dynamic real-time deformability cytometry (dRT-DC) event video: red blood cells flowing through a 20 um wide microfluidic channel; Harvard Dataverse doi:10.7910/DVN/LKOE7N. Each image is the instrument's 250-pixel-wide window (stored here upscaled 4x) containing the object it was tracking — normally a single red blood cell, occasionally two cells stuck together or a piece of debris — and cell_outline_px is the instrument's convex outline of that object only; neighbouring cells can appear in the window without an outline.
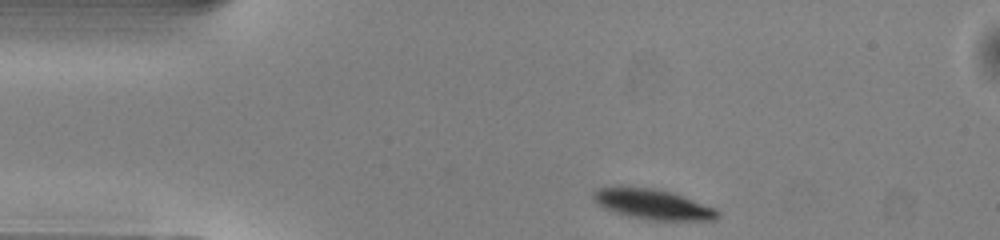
{"species": "common noctule bat (a hibernating species)", "species_latin": "Nyctalus noctula", "temperature_condition": "warm", "stored_images_in_passage": 43, "camera_frame_rate_fps": 3000, "um_per_image_px": 0.085, "animal": {"sex": "male", "body_mass_g": 13.0, "forearm_length_mm": 53.1}, "frame": {"image": 1, "passage_image": 1, "time_ms": 0.0, "image_size_px": [1000, 240], "cell_outline_px": [[720, 216], [716, 220], [652, 220], [632, 216], [616, 212], [604, 208], [592, 196], [592, 192], [600, 188], [620, 184], [656, 188], [672, 192], [716, 208], [720, 212]], "centroid_in_image_um": [55.5, 17.32], "position_along_channel_um": 29.5, "area_um2": 22.14}}
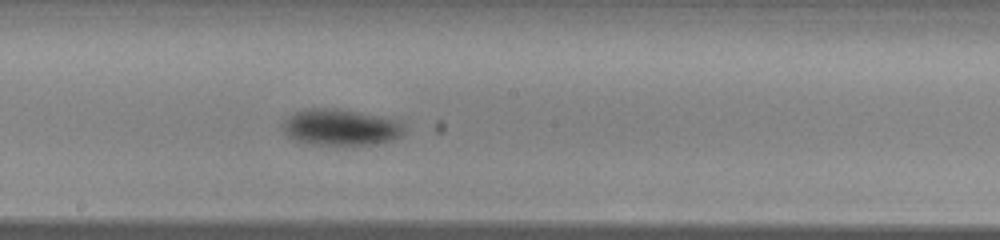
{"frame": {"image": 2, "passage_image": 19, "time_ms": 6.0, "image_size_px": [1000, 240], "cell_outline_px": [[404, 132], [400, 136], [392, 140], [376, 144], [308, 144], [296, 140], [288, 136], [284, 132], [280, 124], [292, 112], [304, 108], [336, 108], [376, 116], [392, 120], [404, 124]], "centroid_in_image_um": [28.87, 10.81], "position_along_channel_um": 219.3, "area_um2": 25.55}}
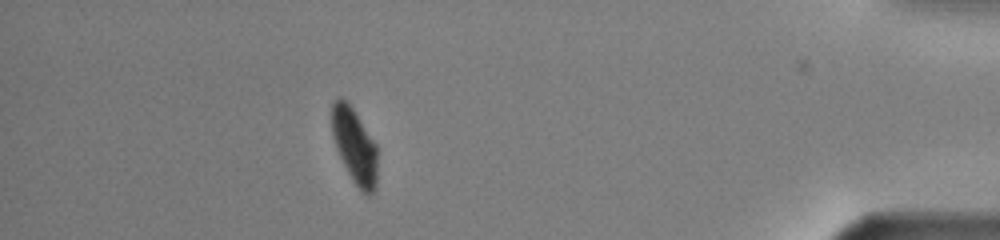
{"frame": {"image": 3, "passage_image": 37, "time_ms": 12.0, "image_size_px": [1000, 240], "cell_outline_px": [[376, 184], [372, 192], [368, 196], [360, 192], [352, 180], [336, 148], [332, 136], [332, 104], [340, 96], [348, 100], [376, 144]], "centroid_in_image_um": [30.13, 12.38], "position_along_channel_um": 405.1, "area_um2": 19.94}, "authors_computed_cell_mechanics": {"area_um2": 24.5072, "velocity_mm_per_s": 4.0153, "shape_relaxation_time_tau1_ms": 1.9846, "shape_relaxation_time_tau2_ms": null, "deformation_change_tau1": 0.1025, "deformation_change_tau2": null}}